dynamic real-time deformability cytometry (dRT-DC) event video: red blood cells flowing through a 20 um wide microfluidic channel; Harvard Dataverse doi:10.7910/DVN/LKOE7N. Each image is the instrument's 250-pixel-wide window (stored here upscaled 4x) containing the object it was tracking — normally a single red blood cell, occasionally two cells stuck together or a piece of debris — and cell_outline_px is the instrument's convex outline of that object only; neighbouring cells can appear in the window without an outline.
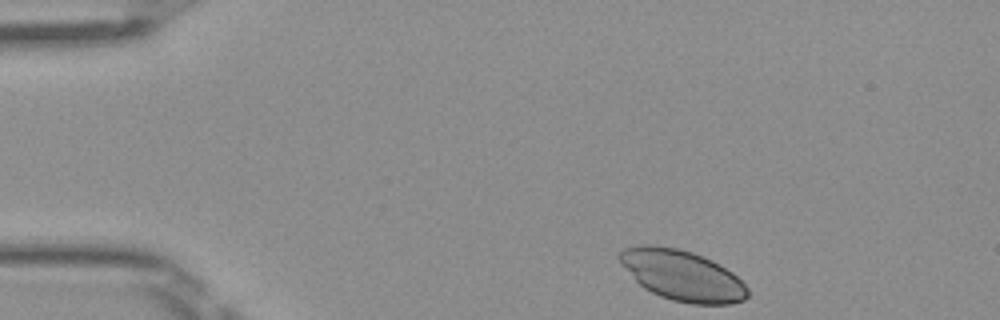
{"species": "Egyptian fruit bat (a non-hibernating species)", "species_latin": "Rousettus aegyptiacus", "temperature_condition": "room temperature", "stored_images_in_passage": 44, "camera_frame_rate_fps": 3000, "um_per_image_px": 0.085, "frame": {"image": 1, "passage_image": 1, "time_ms": 0.0, "image_size_px": [1000, 320], "cell_outline_px": [[748, 296], [744, 300], [728, 304], [692, 304], [672, 300], [660, 296], [644, 288], [636, 280], [616, 256], [624, 248], [640, 244], [648, 244], [676, 248], [692, 252], [712, 260], [732, 272], [748, 288]], "centroid_in_image_um": [57.99, 23.4], "position_along_channel_um": 27.0, "area_um2": 37.4}}